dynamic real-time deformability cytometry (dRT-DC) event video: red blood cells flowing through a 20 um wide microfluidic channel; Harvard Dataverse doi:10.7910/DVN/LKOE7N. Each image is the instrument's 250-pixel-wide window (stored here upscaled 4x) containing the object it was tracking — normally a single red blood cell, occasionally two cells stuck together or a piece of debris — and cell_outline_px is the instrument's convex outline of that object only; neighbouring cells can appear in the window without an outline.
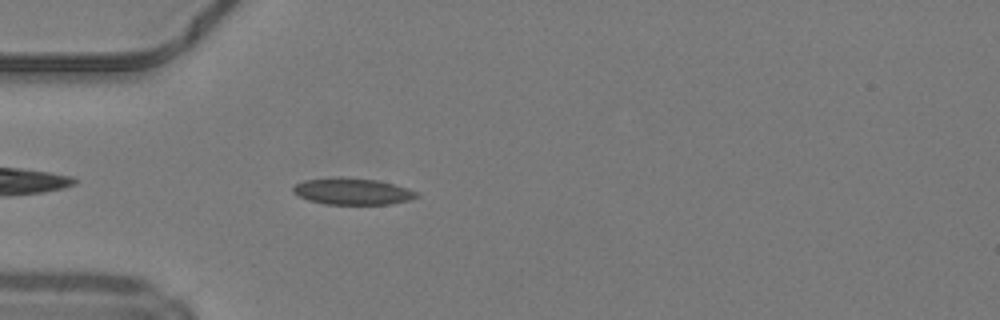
{"species": "common noctule bat (a hibernating species)", "species_latin": "Nyctalus noctula", "temperature_condition": "warm", "stored_images_in_passage": 37, "camera_frame_rate_fps": 3000, "um_per_image_px": 0.085, "animal": {"sex": "male", "body_mass_g": 19.2, "forearm_length_mm": 51.8}, "frame": {"image": 1, "passage_image": 3, "time_ms": 0.667, "image_size_px": [1000, 320], "cell_outline_px": [[420, 196], [408, 200], [392, 204], [324, 204], [308, 200], [292, 192], [292, 188], [296, 184], [304, 180], [336, 176], [340, 176], [376, 180], [408, 188], [420, 192]], "centroid_in_image_um": [29.96, 16.26], "position_along_channel_um": 55.0, "area_um2": 19.31}}
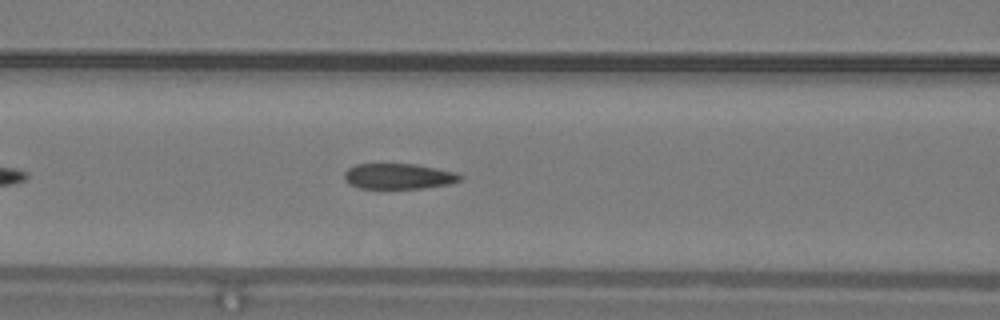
{"frame": {"image": 2, "passage_image": 9, "time_ms": 2.667, "image_size_px": [1000, 320], "cell_outline_px": [[464, 180], [448, 184], [424, 188], [360, 188], [344, 180], [344, 172], [348, 168], [356, 164], [416, 164], [456, 172], [464, 176]], "centroid_in_image_um": [33.92, 14.98], "position_along_channel_um": 132.7, "area_um2": 17.28}}
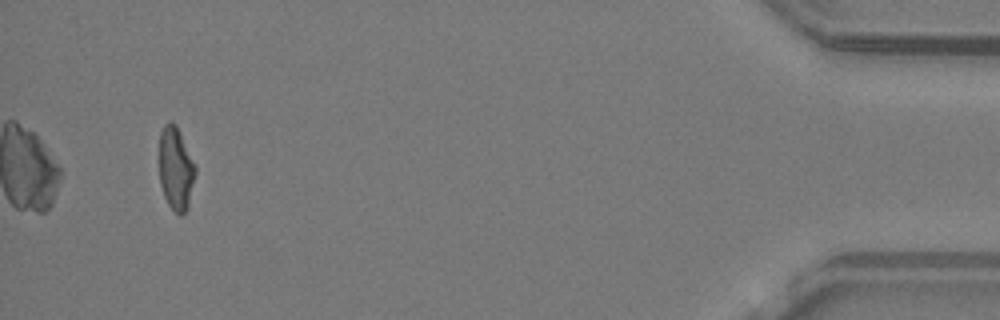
{"frame": {"image": 3, "passage_image": 35, "time_ms": 11.333, "image_size_px": [1000, 320], "cell_outline_px": [[196, 172], [188, 208], [180, 216], [168, 204], [164, 196], [160, 184], [160, 132], [164, 124], [172, 120], [176, 124], [196, 164]], "centroid_in_image_um": [14.96, 14.31], "position_along_channel_um": 420.2, "area_um2": 17.63}, "authors_computed_cell_mechanics": {"area_um2": 18.3804, "velocity_mm_per_s": 4.2157, "shape_relaxation_time_tau1_ms": null, "shape_relaxation_time_tau2_ms": 1.9851, "deformation_change_tau1": null, "deformation_change_tau2": 0.0906}}